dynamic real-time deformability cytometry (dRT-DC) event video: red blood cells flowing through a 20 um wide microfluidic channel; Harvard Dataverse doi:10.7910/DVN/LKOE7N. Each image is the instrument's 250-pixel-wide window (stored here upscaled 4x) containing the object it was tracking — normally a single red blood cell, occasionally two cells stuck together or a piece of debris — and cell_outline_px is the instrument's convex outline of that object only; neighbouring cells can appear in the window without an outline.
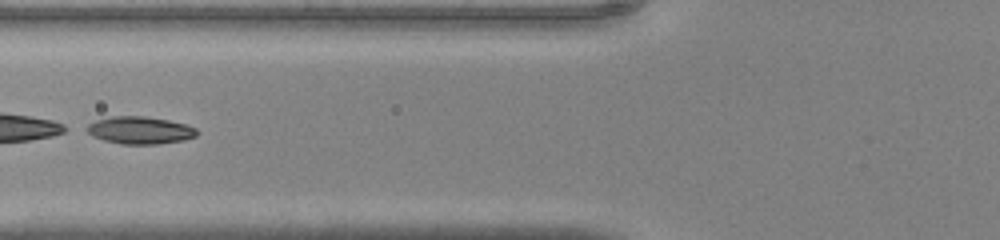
{"species": "common noctule bat (a hibernating species)", "species_latin": "Nyctalus noctula", "temperature_condition": "warm", "stored_images_in_passage": 45, "camera_frame_rate_fps": 3000, "um_per_image_px": 0.085, "animal": {"sex": "male", "body_mass_g": 20.0, "forearm_length_mm": 53.3}, "frame": {"image": 1, "passage_image": 19, "time_ms": 6.0, "image_size_px": [1000, 240], "cell_outline_px": [[200, 132], [196, 136], [184, 140], [156, 144], [120, 144], [104, 140], [92, 136], [80, 128], [96, 120], [112, 116], [144, 116], [168, 120], [184, 124], [196, 128]], "centroid_in_image_um": [11.84, 11.07], "position_along_channel_um": 114.0, "area_um2": 17.8}}